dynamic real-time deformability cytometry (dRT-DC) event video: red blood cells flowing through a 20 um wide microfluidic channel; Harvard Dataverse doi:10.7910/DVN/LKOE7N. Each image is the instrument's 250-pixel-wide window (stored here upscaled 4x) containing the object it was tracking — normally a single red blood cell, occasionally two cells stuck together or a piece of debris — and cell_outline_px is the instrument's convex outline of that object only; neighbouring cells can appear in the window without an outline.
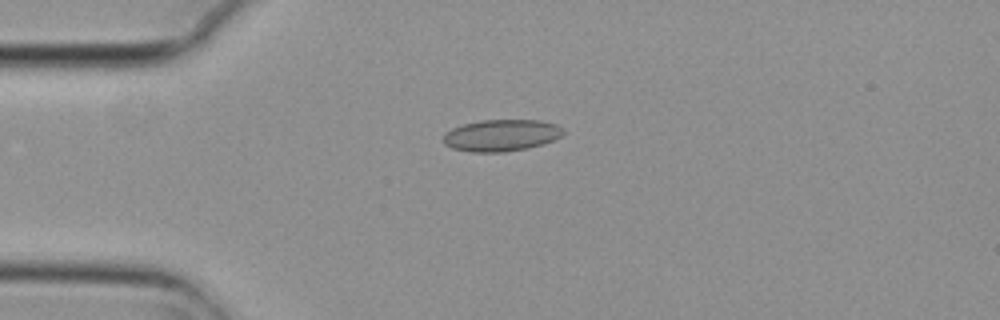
{"species": "common noctule bat (a hibernating species)", "species_latin": "Nyctalus noctula", "temperature_condition": "cold", "stored_images_in_passage": 3, "camera_frame_rate_fps": 3000, "um_per_image_px": 0.085, "animal": {"sex": "female", "body_mass_g": 29.2, "forearm_length_mm": 56.3}, "frame": {"image": 1, "passage_image": 3, "time_ms": 0.667, "image_size_px": [1000, 320], "cell_outline_px": [[564, 132], [560, 136], [544, 144], [528, 148], [504, 152], [468, 152], [452, 148], [444, 144], [444, 132], [452, 128], [464, 124], [480, 120], [540, 120], [556, 124], [564, 128]], "centroid_in_image_um": [42.61, 11.5], "position_along_channel_um": 42.4, "area_um2": 22.31}}